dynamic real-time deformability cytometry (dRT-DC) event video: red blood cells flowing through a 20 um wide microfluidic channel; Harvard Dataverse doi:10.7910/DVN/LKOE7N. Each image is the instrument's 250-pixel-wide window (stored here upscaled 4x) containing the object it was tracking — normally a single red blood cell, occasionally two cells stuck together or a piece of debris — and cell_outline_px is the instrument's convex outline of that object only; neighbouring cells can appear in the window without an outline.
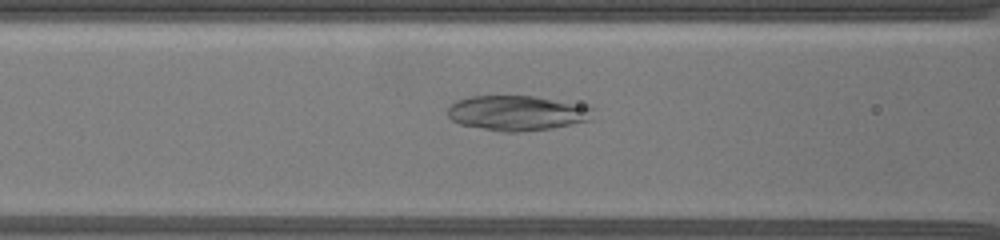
{"species": "common noctule bat (a hibernating species)", "species_latin": "Nyctalus noctula", "temperature_condition": "warm", "stored_images_in_passage": 25, "camera_frame_rate_fps": 3000, "um_per_image_px": 0.085, "animal": {"sex": "female", "body_mass_g": 19.5, "forearm_length_mm": 54.1}, "frame": {"image": 1, "passage_image": 4, "time_ms": 3.0, "image_size_px": [1000, 240], "cell_outline_px": [[596, 108], [592, 120], [552, 128], [520, 132], [504, 132], [460, 124], [452, 120], [448, 116], [448, 104], [456, 100], [472, 96], [532, 96], [580, 104]], "centroid_in_image_um": [43.97, 9.6], "position_along_channel_um": 122.6, "area_um2": 29.82}}
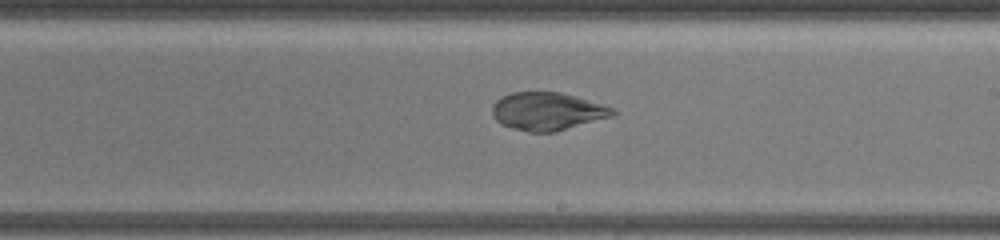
{"frame": {"image": 2, "passage_image": 10, "time_ms": 7.333, "image_size_px": [1000, 240], "cell_outline_px": [[616, 112], [612, 116], [556, 132], [528, 132], [512, 128], [500, 124], [492, 116], [492, 104], [500, 96], [512, 92], [560, 92], [600, 104], [612, 108]], "centroid_in_image_um": [46.45, 9.47], "position_along_channel_um": 242.6, "area_um2": 26.53}}
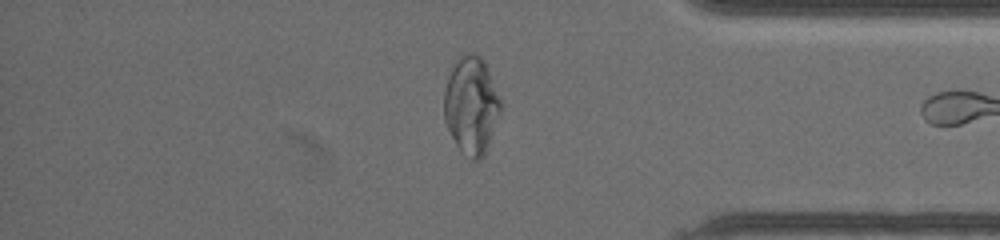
{"frame": {"image": 3, "passage_image": 23, "time_ms": 13.333, "image_size_px": [1000, 240], "cell_outline_px": [[500, 112], [484, 156], [480, 160], [472, 160], [460, 152], [444, 120], [444, 92], [448, 76], [456, 60], [460, 56], [468, 52], [472, 52], [480, 56], [488, 72], [500, 100]], "centroid_in_image_um": [40.03, 8.98], "position_along_channel_um": 395.2, "area_um2": 31.62}}